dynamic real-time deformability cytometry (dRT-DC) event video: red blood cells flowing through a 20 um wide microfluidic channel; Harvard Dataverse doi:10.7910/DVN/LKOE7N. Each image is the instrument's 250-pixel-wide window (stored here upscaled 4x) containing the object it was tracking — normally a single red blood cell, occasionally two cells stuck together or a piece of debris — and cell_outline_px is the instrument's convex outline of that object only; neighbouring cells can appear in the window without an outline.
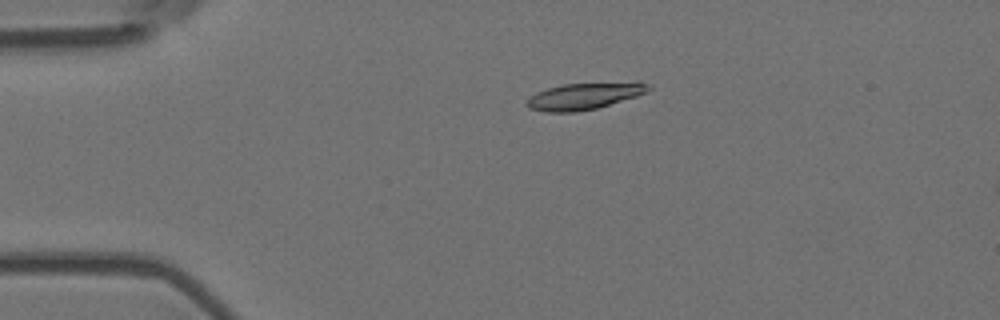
{"species": "Egyptian fruit bat (a non-hibernating species)", "species_latin": "Rousettus aegyptiacus", "temperature_condition": "room temperature", "stored_images_in_passage": 10, "camera_frame_rate_fps": 3000, "um_per_image_px": 0.085, "animal": {"sex": "female"}, "frame": {"image": 1, "passage_image": 4, "time_ms": 1.0, "image_size_px": [1000, 320], "cell_outline_px": [[652, 88], [636, 96], [596, 108], [576, 112], [544, 112], [528, 108], [524, 104], [524, 100], [528, 96], [536, 92], [548, 88], [564, 84], [640, 80], [652, 84]], "centroid_in_image_um": [49.67, 8.14], "position_along_channel_um": 35.3, "area_um2": 19.54}}
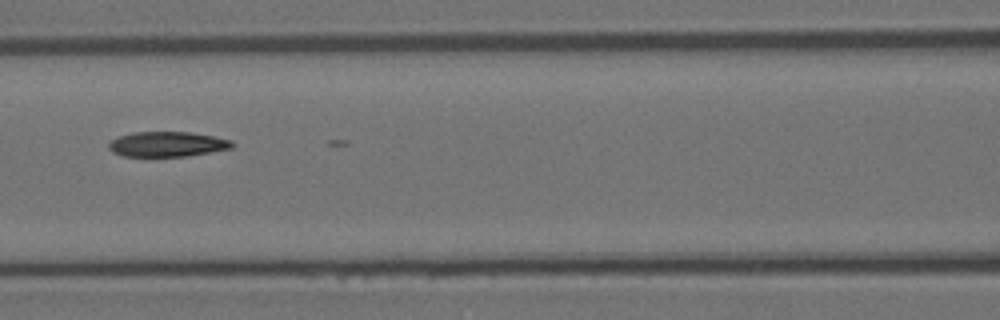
{"frame": {"image": 2, "passage_image": 8, "time_ms": 2.333, "image_size_px": [1000, 320], "cell_outline_px": [[232, 148], [188, 156], [124, 156], [112, 152], [108, 148], [108, 144], [112, 140], [120, 136], [132, 132], [188, 132], [212, 136], [232, 140]], "centroid_in_image_um": [14.19, 12.25], "position_along_channel_um": 152.4, "area_um2": 17.86}}
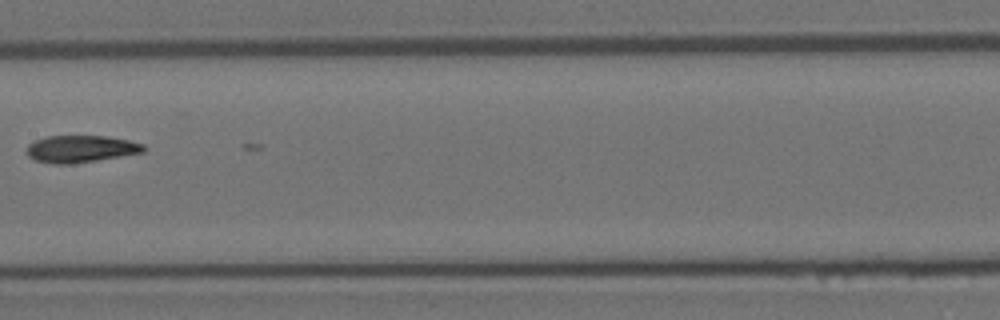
{"frame": {"image": 3, "passage_image": 9, "time_ms": 2.667, "image_size_px": [1000, 320], "cell_outline_px": [[144, 152], [72, 164], [52, 164], [36, 160], [28, 156], [28, 144], [36, 140], [48, 136], [104, 136], [128, 140], [144, 144]], "centroid_in_image_um": [6.86, 12.66], "position_along_channel_um": 200.5, "area_um2": 18.21}}